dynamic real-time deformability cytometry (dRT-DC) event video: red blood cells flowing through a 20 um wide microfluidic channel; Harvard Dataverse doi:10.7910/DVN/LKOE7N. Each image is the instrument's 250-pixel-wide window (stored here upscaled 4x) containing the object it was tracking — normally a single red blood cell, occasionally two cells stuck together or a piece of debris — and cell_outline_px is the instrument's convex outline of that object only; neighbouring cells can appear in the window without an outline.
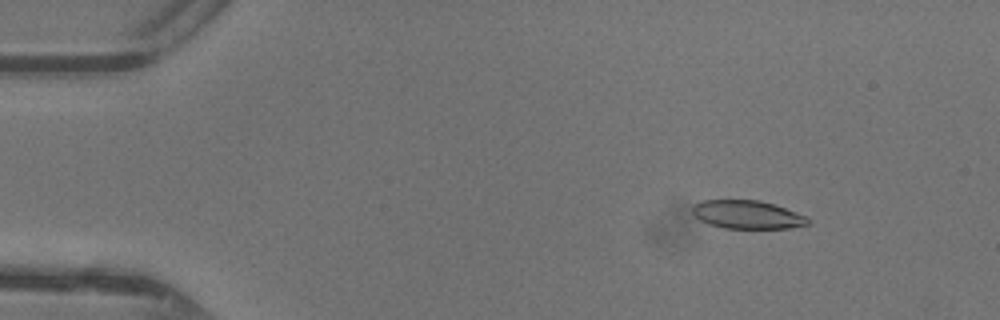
{"species": "common noctule bat (a hibernating species)", "species_latin": "Nyctalus noctula", "temperature_condition": "warm", "stored_images_in_passage": 47, "camera_frame_rate_fps": 3000, "um_per_image_px": 0.085, "animal": {"sex": "female"}, "frame": {"image": 1, "passage_image": 6, "time_ms": 1.667, "image_size_px": [1000, 320], "cell_outline_px": [[808, 224], [788, 228], [724, 228], [708, 224], [700, 220], [692, 212], [692, 208], [700, 200], [760, 200], [796, 212], [804, 216], [808, 220]], "centroid_in_image_um": [63.47, 18.24], "position_along_channel_um": 21.5, "area_um2": 18.79}}
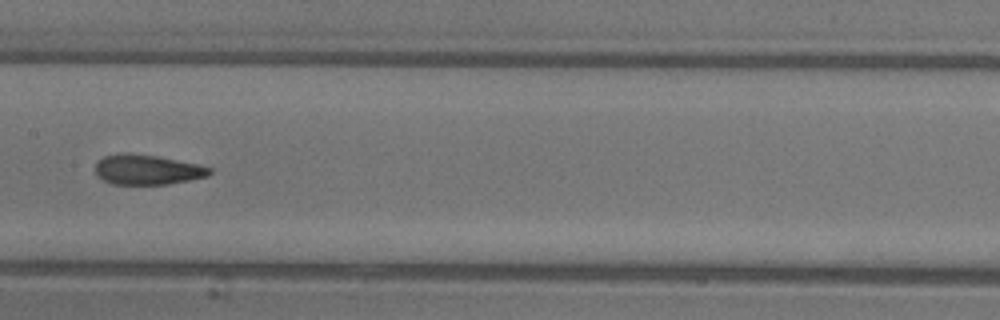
{"frame": {"image": 2, "passage_image": 24, "time_ms": 7.667, "image_size_px": [1000, 320], "cell_outline_px": [[212, 172], [208, 176], [168, 184], [112, 184], [96, 176], [96, 164], [104, 156], [120, 152], [128, 152], [156, 156], [200, 164], [212, 168]], "centroid_in_image_um": [12.52, 14.41], "position_along_channel_um": 194.9, "area_um2": 20.06}}
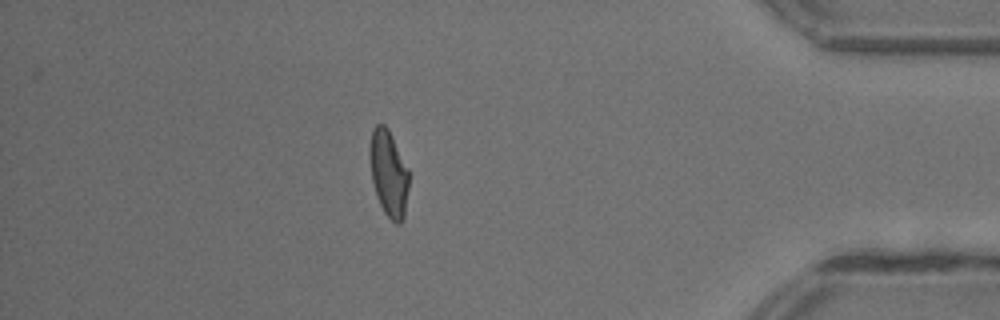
{"frame": {"image": 3, "passage_image": 41, "time_ms": 13.333, "image_size_px": [1000, 320], "cell_outline_px": [[408, 188], [404, 216], [400, 224], [396, 224], [384, 212], [376, 196], [372, 180], [368, 156], [368, 148], [372, 128], [376, 124], [384, 124], [388, 128], [408, 168]], "centroid_in_image_um": [33.0, 14.7], "position_along_channel_um": 402.2, "area_um2": 19.83}, "authors_computed_cell_mechanics": {"area_um2": 20.23, "velocity_mm_per_s": 4.4002, "shape_relaxation_time_tau1_ms": null, "shape_relaxation_time_tau2_ms": 1.4447, "deformation_change_tau1": null, "deformation_change_tau2": 0.087}}